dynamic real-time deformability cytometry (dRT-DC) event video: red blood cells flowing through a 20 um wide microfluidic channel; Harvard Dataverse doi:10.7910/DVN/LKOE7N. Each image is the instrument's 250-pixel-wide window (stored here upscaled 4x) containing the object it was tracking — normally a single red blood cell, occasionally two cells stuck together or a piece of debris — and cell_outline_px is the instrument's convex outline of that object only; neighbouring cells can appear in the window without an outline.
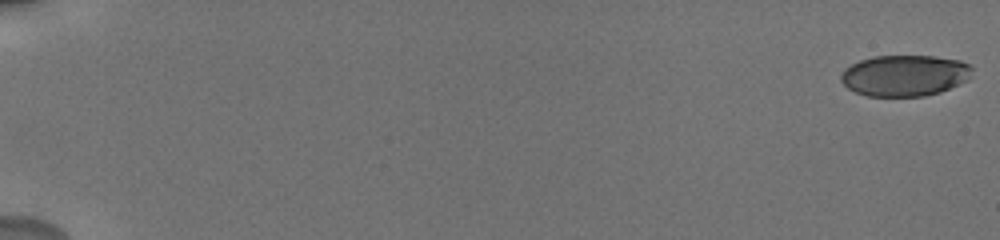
{"species": "human", "species_latin": "Homo sapiens", "temperature_condition": "cold", "stored_images_in_passage": 54, "camera_frame_rate_fps": 3000, "um_per_image_px": 0.085, "donor": {"sex": "male"}, "frame": {"image": 1, "passage_image": 1, "time_ms": 0.0, "image_size_px": [1000, 240], "cell_outline_px": [[972, 68], [968, 80], [940, 92], [924, 96], [868, 96], [856, 92], [848, 88], [840, 80], [840, 76], [844, 68], [860, 60], [876, 56], [936, 56], [960, 60], [968, 64]], "centroid_in_image_um": [76.89, 6.41], "position_along_channel_um": 8.1, "area_um2": 31.44}}
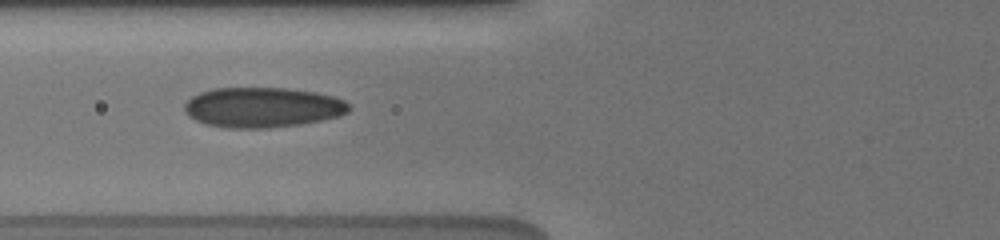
{"frame": {"image": 2, "passage_image": 16, "time_ms": 8.0, "image_size_px": [1000, 240], "cell_outline_px": [[352, 108], [348, 112], [340, 116], [300, 124], [268, 128], [228, 128], [204, 124], [188, 116], [184, 112], [184, 104], [192, 96], [200, 92], [212, 88], [288, 88], [316, 92], [332, 96], [344, 100]], "centroid_in_image_um": [22.3, 9.12], "position_along_channel_um": 103.5, "area_um2": 38.67}}
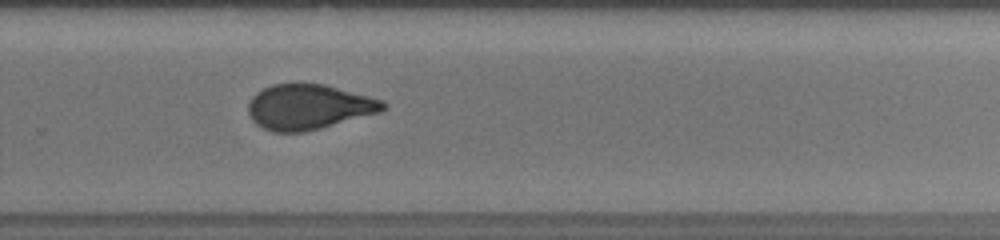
{"frame": {"image": 3, "passage_image": 34, "time_ms": 13.333, "image_size_px": [1000, 240], "cell_outline_px": [[388, 108], [380, 112], [320, 128], [304, 132], [272, 132], [256, 124], [252, 120], [248, 112], [248, 104], [252, 96], [256, 92], [272, 84], [324, 84], [384, 100], [388, 104]], "centroid_in_image_um": [26.25, 9.09], "position_along_channel_um": 303.6, "area_um2": 35.43}, "authors_computed_cell_mechanics": {"area_um2": 35.4603, "velocity_mm_per_s": 3.753, "shape_relaxation_time_tau1_ms": 5.7086, "shape_relaxation_time_tau2_ms": 1.1484, "deformation_change_tau1": 0.1604, "deformation_change_tau2": 0.0633}}